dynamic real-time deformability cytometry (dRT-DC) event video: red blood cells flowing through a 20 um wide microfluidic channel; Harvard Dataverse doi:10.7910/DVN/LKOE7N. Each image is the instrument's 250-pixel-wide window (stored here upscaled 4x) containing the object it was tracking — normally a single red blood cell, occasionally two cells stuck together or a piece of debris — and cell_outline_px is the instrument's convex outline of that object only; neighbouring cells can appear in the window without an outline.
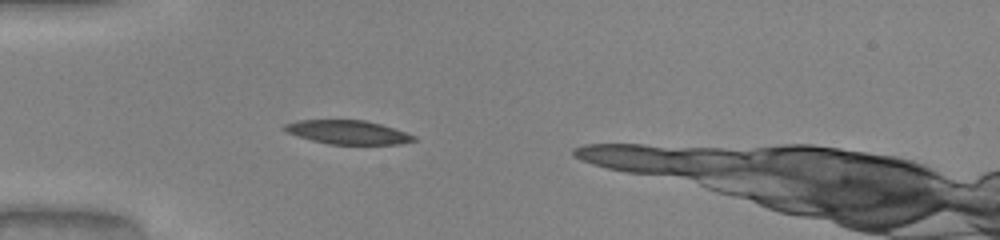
{"species": "common noctule bat (a hibernating species)", "species_latin": "Nyctalus noctula", "temperature_condition": "warm", "stored_images_in_passage": 35, "camera_frame_rate_fps": 3000, "um_per_image_px": 0.085, "animal": {"sex": "male", "body_mass_g": 20.0, "forearm_length_mm": 53.3}, "frame": {"image": 1, "passage_image": 6, "time_ms": 1.667, "image_size_px": [1000, 240], "cell_outline_px": [[416, 140], [400, 144], [328, 144], [312, 140], [284, 132], [284, 124], [300, 120], [364, 120], [380, 124], [416, 136]], "centroid_in_image_um": [29.54, 11.24], "position_along_channel_um": 55.5, "area_um2": 17.74}}
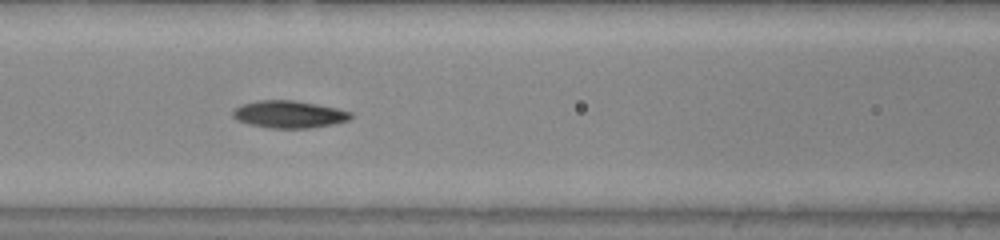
{"frame": {"image": 2, "passage_image": 13, "time_ms": 4.0, "image_size_px": [1000, 240], "cell_outline_px": [[352, 116], [348, 120], [332, 124], [308, 128], [268, 128], [248, 124], [232, 116], [232, 112], [236, 108], [244, 104], [256, 100], [292, 100], [316, 104], [336, 108], [352, 112]], "centroid_in_image_um": [24.56, 9.72], "position_along_channel_um": 142.0, "area_um2": 18.55}}
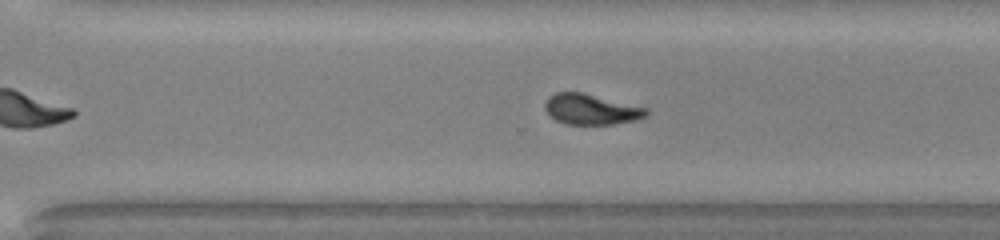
{"frame": {"image": 3, "passage_image": 26, "time_ms": 8.333, "image_size_px": [1000, 240], "cell_outline_px": [[648, 116], [636, 120], [612, 124], [564, 124], [556, 120], [544, 108], [544, 104], [548, 96], [556, 92], [584, 92], [648, 108]], "centroid_in_image_um": [50.25, 9.28], "position_along_channel_um": 320.3, "area_um2": 18.15}}